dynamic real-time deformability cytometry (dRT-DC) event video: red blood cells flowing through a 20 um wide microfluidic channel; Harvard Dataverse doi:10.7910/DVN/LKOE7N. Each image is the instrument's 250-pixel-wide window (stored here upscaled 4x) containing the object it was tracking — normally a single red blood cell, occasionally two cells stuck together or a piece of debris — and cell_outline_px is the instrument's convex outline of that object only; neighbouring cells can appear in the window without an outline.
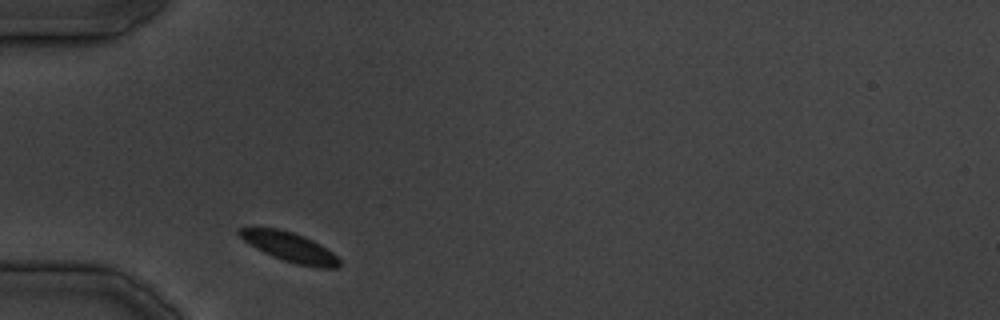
{"species": "common noctule bat (a hibernating species)", "species_latin": "Nyctalus noctula", "temperature_condition": "cold", "stored_images_in_passage": 26, "camera_frame_rate_fps": 3000, "um_per_image_px": 0.085, "animal": {"sex": "male", "body_mass_g": 19.5, "forearm_length_mm": 54.6}, "frame": {"image": 1, "passage_image": 1, "time_ms": 0.0, "image_size_px": [1000, 320], "cell_outline_px": [[340, 264], [336, 268], [320, 268], [296, 264], [272, 256], [256, 248], [244, 240], [236, 232], [240, 228], [280, 228], [304, 236], [320, 244], [332, 252], [340, 260]], "centroid_in_image_um": [24.64, 21.0], "position_along_channel_um": 60.4, "area_um2": 16.99}}
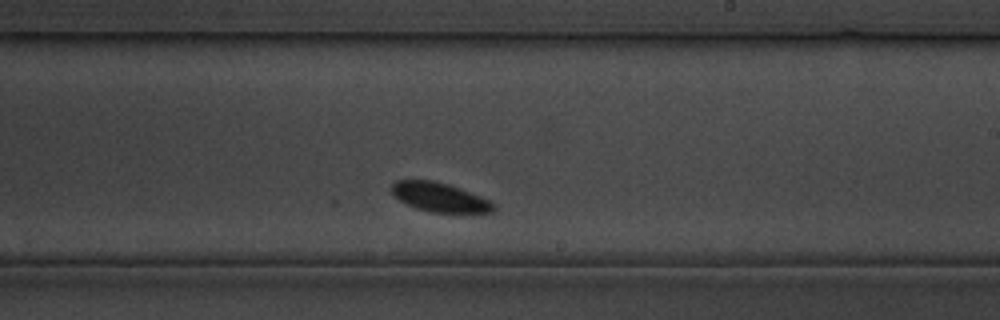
{"frame": {"image": 2, "passage_image": 13, "time_ms": 14.667, "image_size_px": [1000, 320], "cell_outline_px": [[496, 208], [492, 212], [432, 212], [416, 208], [400, 200], [392, 192], [392, 184], [396, 180], [432, 180], [448, 184], [460, 188], [488, 200], [496, 204]], "centroid_in_image_um": [37.38, 16.76], "position_along_channel_um": 251.6, "area_um2": 16.99}}
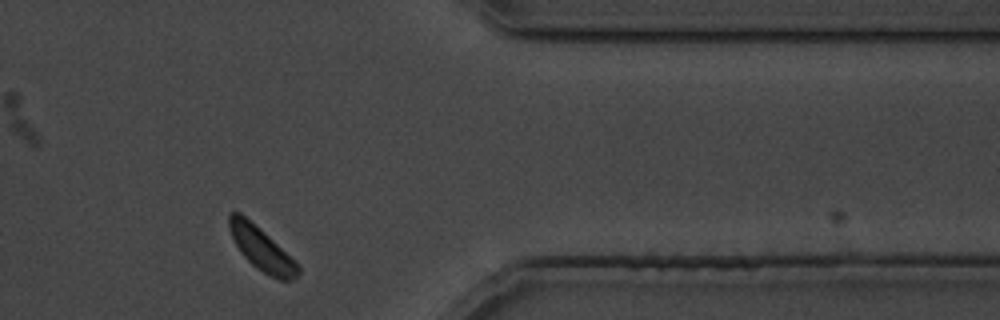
{"frame": {"image": 3, "passage_image": 22, "time_ms": 25.667, "image_size_px": [1000, 320], "cell_outline_px": [[300, 272], [292, 280], [280, 280], [256, 268], [244, 256], [236, 244], [228, 228], [228, 212], [240, 212], [264, 232], [296, 260], [300, 264]], "centroid_in_image_um": [22.25, 21.14], "position_along_channel_um": 389.2, "area_um2": 17.22}}